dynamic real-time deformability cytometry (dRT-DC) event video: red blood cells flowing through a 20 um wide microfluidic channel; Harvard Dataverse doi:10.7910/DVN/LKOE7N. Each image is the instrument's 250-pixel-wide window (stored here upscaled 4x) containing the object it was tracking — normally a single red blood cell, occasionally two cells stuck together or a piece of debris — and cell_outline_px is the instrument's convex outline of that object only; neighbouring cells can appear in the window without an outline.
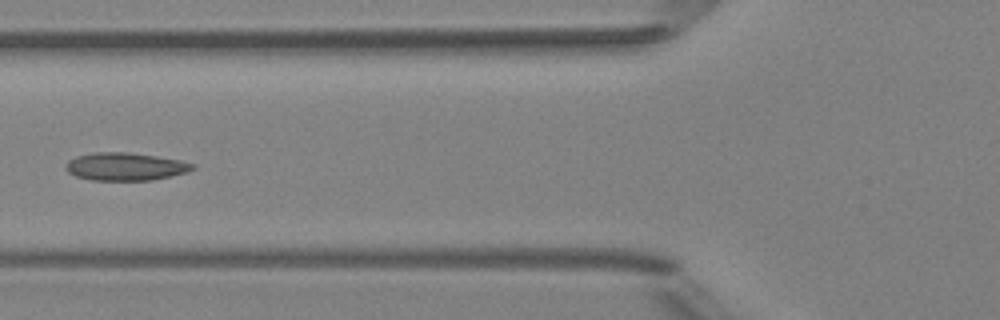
{"species": "Egyptian fruit bat (a non-hibernating species)", "species_latin": "Rousettus aegyptiacus", "temperature_condition": "room temperature", "stored_images_in_passage": 5, "camera_frame_rate_fps": 3000, "um_per_image_px": 0.085, "animal": {"sex": "female"}, "frame": {"image": 1, "passage_image": 5, "time_ms": 4.667, "image_size_px": [1000, 320], "cell_outline_px": [[196, 168], [188, 172], [172, 176], [152, 180], [92, 180], [76, 176], [68, 172], [64, 168], [68, 160], [76, 156], [92, 152], [128, 152], [156, 156], [180, 160], [196, 164]], "centroid_in_image_um": [10.67, 14.15], "position_along_channel_um": 115.1, "area_um2": 20.75}}